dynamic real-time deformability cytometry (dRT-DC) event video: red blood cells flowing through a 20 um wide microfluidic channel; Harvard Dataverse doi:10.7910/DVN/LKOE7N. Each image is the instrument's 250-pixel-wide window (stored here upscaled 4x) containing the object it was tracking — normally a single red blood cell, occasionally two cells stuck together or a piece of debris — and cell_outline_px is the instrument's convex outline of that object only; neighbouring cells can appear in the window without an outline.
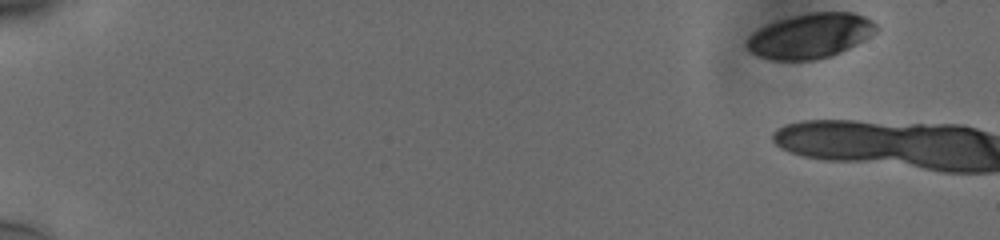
{"species": "human", "species_latin": "Homo sapiens", "temperature_condition": "cold", "stored_images_in_passage": 3, "camera_frame_rate_fps": 3000, "um_per_image_px": 0.085, "donor": {"sex": "male"}, "frame": {"image": 1, "passage_image": 1, "time_ms": 0.0, "image_size_px": [1000, 240], "cell_outline_px": [[876, 32], [864, 40], [832, 56], [816, 60], [772, 60], [760, 56], [752, 52], [744, 44], [748, 36], [752, 32], [768, 24], [792, 16], [812, 12], [852, 12], [864, 16], [872, 20], [876, 24]], "centroid_in_image_um": [68.87, 3.05], "position_along_channel_um": 16.1, "area_um2": 33.7}}